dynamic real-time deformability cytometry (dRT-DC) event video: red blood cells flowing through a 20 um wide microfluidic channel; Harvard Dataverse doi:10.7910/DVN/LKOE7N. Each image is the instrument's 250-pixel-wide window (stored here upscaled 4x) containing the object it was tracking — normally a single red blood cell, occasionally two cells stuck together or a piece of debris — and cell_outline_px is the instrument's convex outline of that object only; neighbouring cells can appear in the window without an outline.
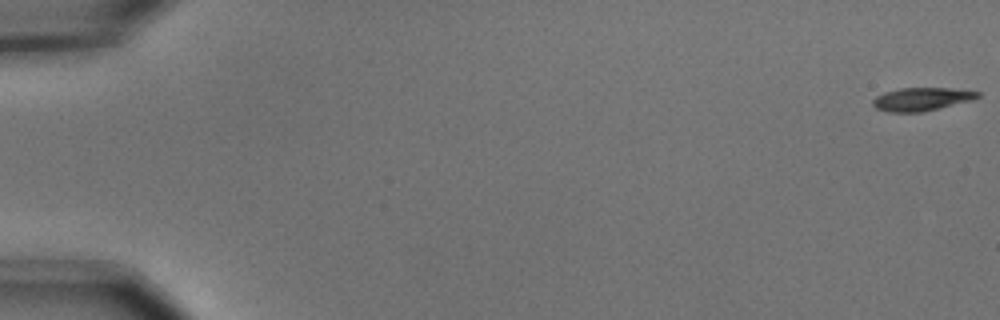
{"species": "common noctule bat (a hibernating species)", "species_latin": "Nyctalus noctula", "temperature_condition": "cold", "stored_images_in_passage": 7, "camera_frame_rate_fps": 3000, "um_per_image_px": 0.085, "animal": {"sex": "male", "body_mass_g": 15.6}, "frame": {"image": 1, "passage_image": 1, "time_ms": 0.0, "image_size_px": [1000, 320], "cell_outline_px": [[980, 96], [972, 100], [920, 112], [888, 112], [876, 108], [872, 104], [872, 100], [876, 96], [884, 92], [900, 88], [948, 88], [980, 92]], "centroid_in_image_um": [78.29, 8.42], "position_along_channel_um": 6.7, "area_um2": 13.99}}
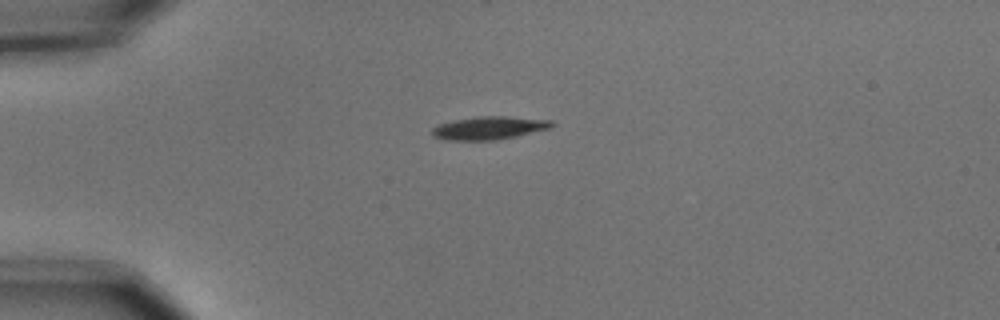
{"frame": {"image": 2, "passage_image": 5, "time_ms": 1.333, "image_size_px": [1000, 320], "cell_outline_px": [[556, 124], [548, 128], [516, 136], [496, 140], [444, 140], [436, 136], [432, 132], [432, 128], [440, 124], [452, 120], [476, 116], [504, 116], [552, 120]], "centroid_in_image_um": [41.57, 10.87], "position_along_channel_um": 43.4, "area_um2": 15.95}}
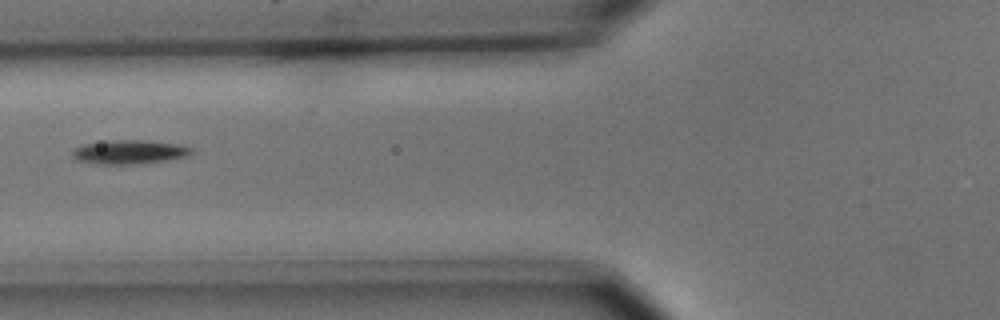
{"frame": {"image": 3, "passage_image": 7, "time_ms": 2.0, "image_size_px": [1000, 320], "cell_outline_px": [[196, 152], [188, 156], [164, 160], [136, 164], [100, 164], [80, 160], [72, 156], [72, 148], [84, 144], [112, 140], [148, 140], [180, 144], [192, 148]], "centroid_in_image_um": [11.04, 12.9], "position_along_channel_um": 114.8, "area_um2": 16.65}}